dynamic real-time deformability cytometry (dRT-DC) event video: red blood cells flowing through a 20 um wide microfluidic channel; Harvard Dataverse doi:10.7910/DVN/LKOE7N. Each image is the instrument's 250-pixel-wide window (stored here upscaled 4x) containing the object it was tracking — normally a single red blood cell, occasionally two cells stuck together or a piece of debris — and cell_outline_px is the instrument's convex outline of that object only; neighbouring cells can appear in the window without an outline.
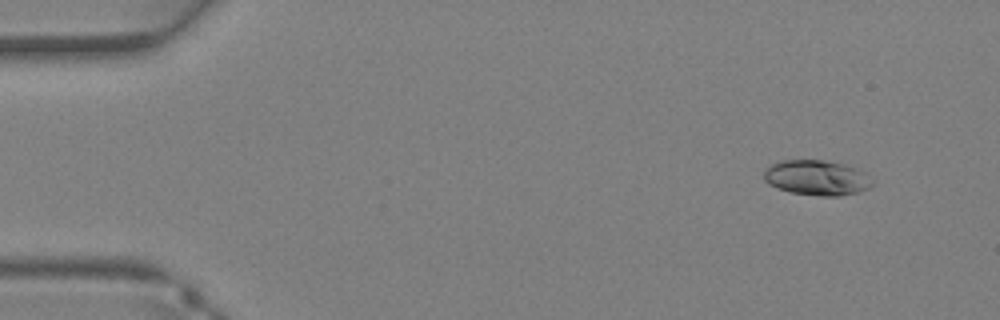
{"species": "Egyptian fruit bat (a non-hibernating species)", "species_latin": "Rousettus aegyptiacus", "temperature_condition": "warm", "stored_images_in_passage": 36, "camera_frame_rate_fps": 3000, "um_per_image_px": 0.085, "animal": {"sex": "female"}, "frame": {"image": 1, "passage_image": 3, "time_ms": 0.667, "image_size_px": [1000, 320], "cell_outline_px": [[872, 184], [868, 188], [860, 192], [840, 196], [820, 196], [792, 192], [776, 188], [768, 184], [764, 180], [764, 172], [772, 164], [784, 160], [824, 160], [844, 164], [868, 172], [872, 180]], "centroid_in_image_um": [69.46, 15.11], "position_along_channel_um": 15.5, "area_um2": 22.31}}
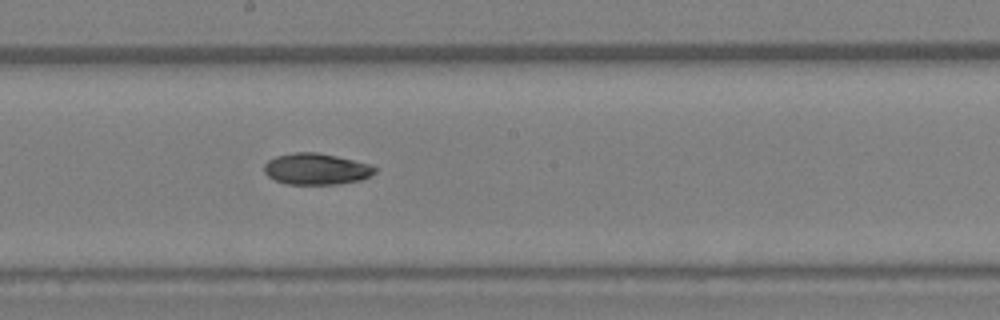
{"frame": {"image": 2, "passage_image": 20, "time_ms": 6.333, "image_size_px": [1000, 320], "cell_outline_px": [[376, 172], [372, 176], [360, 180], [336, 184], [288, 184], [276, 180], [268, 176], [264, 172], [264, 164], [268, 160], [276, 156], [292, 152], [316, 152], [336, 156], [372, 164], [376, 168]], "centroid_in_image_um": [26.9, 14.36], "position_along_channel_um": 221.3, "area_um2": 20.29}}
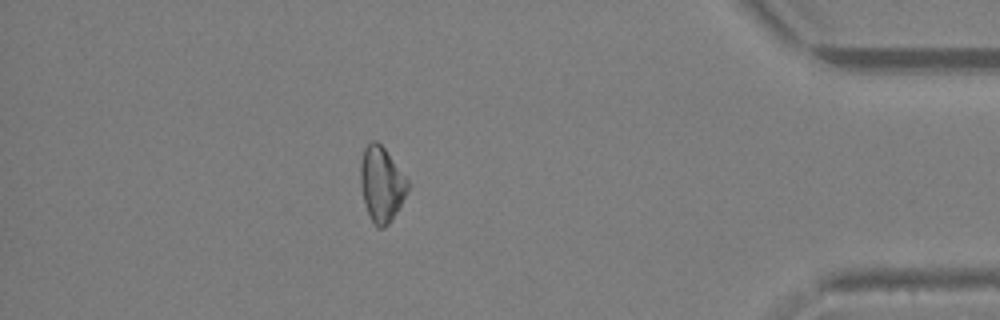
{"frame": {"image": 3, "passage_image": 32, "time_ms": 10.333, "image_size_px": [1000, 320], "cell_outline_px": [[408, 188], [396, 212], [388, 224], [384, 228], [376, 228], [364, 204], [360, 184], [360, 164], [364, 148], [372, 140], [376, 140], [384, 148], [408, 180]], "centroid_in_image_um": [32.39, 15.65], "position_along_channel_um": 402.8, "area_um2": 20.35}}